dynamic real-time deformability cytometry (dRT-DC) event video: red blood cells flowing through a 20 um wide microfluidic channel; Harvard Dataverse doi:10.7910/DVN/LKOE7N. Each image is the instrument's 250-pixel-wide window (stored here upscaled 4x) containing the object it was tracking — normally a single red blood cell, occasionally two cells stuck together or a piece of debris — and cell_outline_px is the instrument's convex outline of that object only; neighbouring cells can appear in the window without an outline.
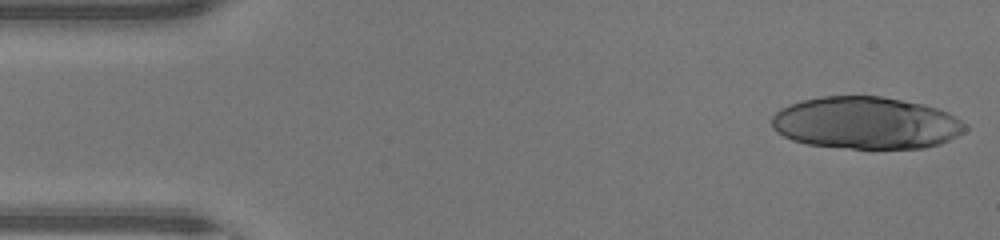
{"species": "human", "species_latin": "Homo sapiens", "temperature_condition": "warm", "stored_images_in_passage": 12, "camera_frame_rate_fps": 3000, "um_per_image_px": 0.085, "donor": {"sex": "male"}, "frame": {"image": 1, "passage_image": 1, "time_ms": 0.0, "image_size_px": [1000, 240], "cell_outline_px": [[968, 128], [964, 132], [940, 144], [924, 148], [852, 148], [808, 144], [792, 140], [776, 132], [772, 128], [772, 116], [780, 108], [800, 100], [820, 96], [880, 96], [924, 104], [948, 112], [956, 116], [968, 124]], "centroid_in_image_um": [73.62, 10.44], "position_along_channel_um": 11.4, "area_um2": 59.07}}